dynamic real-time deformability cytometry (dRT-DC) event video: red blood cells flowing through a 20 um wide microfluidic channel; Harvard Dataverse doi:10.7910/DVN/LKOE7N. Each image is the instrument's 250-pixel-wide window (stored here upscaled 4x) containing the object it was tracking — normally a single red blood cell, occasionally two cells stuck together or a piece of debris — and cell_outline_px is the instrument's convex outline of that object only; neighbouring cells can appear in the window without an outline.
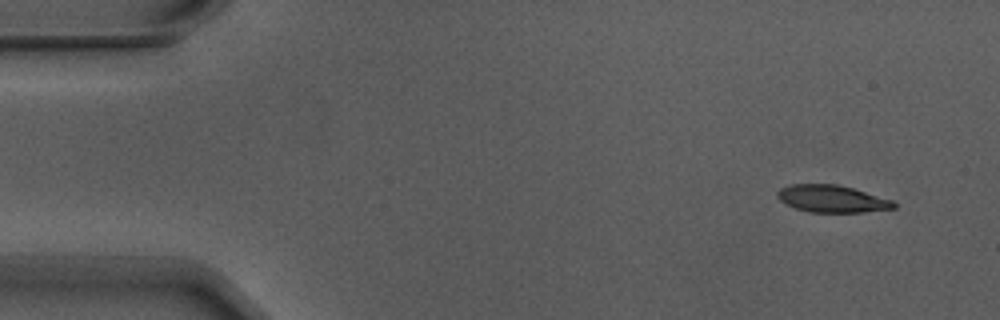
{"species": "Egyptian fruit bat (a non-hibernating species)", "species_latin": "Rousettus aegyptiacus", "temperature_condition": "warm", "stored_images_in_passage": 5, "camera_frame_rate_fps": 3000, "um_per_image_px": 0.085, "animal": {"sex": "male"}, "frame": {"image": 1, "passage_image": 1, "time_ms": 0.0, "image_size_px": [1000, 320], "cell_outline_px": [[896, 208], [864, 212], [808, 212], [796, 208], [780, 200], [776, 196], [776, 192], [780, 188], [792, 184], [836, 184], [852, 188], [892, 200], [896, 204]], "centroid_in_image_um": [70.7, 16.9], "position_along_channel_um": 14.3, "area_um2": 18.32}}